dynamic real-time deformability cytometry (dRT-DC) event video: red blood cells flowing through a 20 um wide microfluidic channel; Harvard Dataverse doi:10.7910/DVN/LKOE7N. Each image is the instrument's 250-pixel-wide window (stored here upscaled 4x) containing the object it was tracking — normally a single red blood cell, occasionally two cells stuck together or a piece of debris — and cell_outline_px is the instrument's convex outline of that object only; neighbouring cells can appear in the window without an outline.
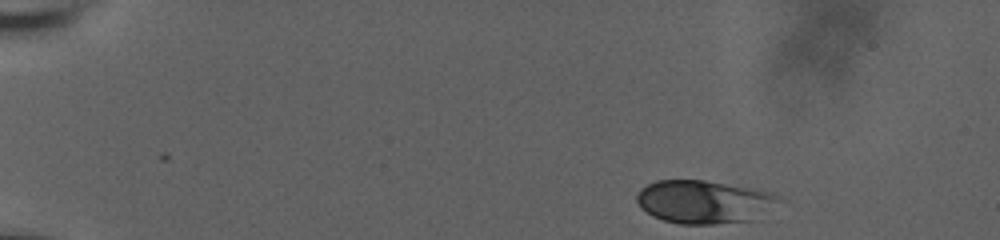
{"species": "human", "species_latin": "Homo sapiens", "temperature_condition": "room temperature", "stored_images_in_passage": 50, "camera_frame_rate_fps": 3000, "um_per_image_px": 0.085, "donor": {"sex": "male"}, "frame": {"image": 1, "passage_image": 1, "time_ms": 0.0, "image_size_px": [1000, 240], "cell_outline_px": [[780, 196], [752, 220], [712, 224], [680, 224], [664, 220], [652, 216], [640, 208], [636, 200], [636, 196], [640, 188], [656, 180], [704, 180], [772, 192]], "centroid_in_image_um": [59.7, 17.14], "position_along_channel_um": 25.3, "area_um2": 35.03}}
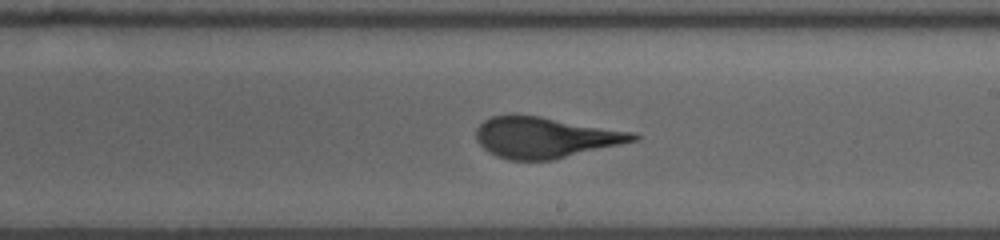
{"frame": {"image": 2, "passage_image": 28, "time_ms": 9.0, "image_size_px": [1000, 240], "cell_outline_px": [[640, 140], [552, 160], [508, 160], [496, 156], [488, 152], [476, 140], [476, 128], [484, 120], [492, 116], [512, 112], [540, 116], [632, 132], [640, 136]], "centroid_in_image_um": [46.29, 11.67], "position_along_channel_um": 242.7, "area_um2": 37.8}}
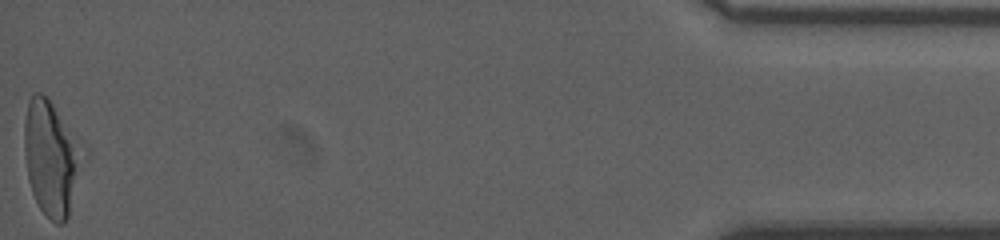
{"frame": {"image": 3, "passage_image": 50, "time_ms": 16.333, "image_size_px": [1000, 240], "cell_outline_px": [[92, 148], [68, 216], [64, 224], [56, 224], [40, 208], [32, 192], [28, 180], [24, 148], [24, 120], [28, 100], [32, 92], [40, 92], [52, 104]], "centroid_in_image_um": [4.5, 13.39], "position_along_channel_um": 430.7, "area_um2": 41.33}, "authors_computed_cell_mechanics": {"area_um2": 37.57, "velocity_mm_per_s": 3.7182, "shape_relaxation_time_tau1_ms": 5.1438, "shape_relaxation_time_tau2_ms": 0.7331, "deformation_change_tau1": 0.1978, "deformation_change_tau2": 0.0706}}